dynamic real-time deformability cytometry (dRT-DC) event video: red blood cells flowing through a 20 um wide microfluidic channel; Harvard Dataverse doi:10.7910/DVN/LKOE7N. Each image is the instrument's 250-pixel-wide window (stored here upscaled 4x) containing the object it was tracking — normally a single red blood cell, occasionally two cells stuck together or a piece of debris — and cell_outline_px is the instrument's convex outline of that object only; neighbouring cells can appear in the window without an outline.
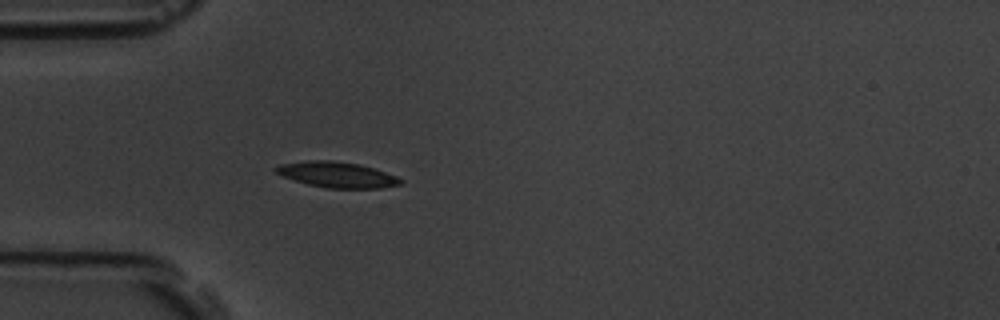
{"species": "common noctule bat (a hibernating species)", "species_latin": "Nyctalus noctula", "temperature_condition": "room temperature", "stored_images_in_passage": 1, "camera_frame_rate_fps": 3000, "um_per_image_px": 0.085, "animal": {"sex": "male", "body_mass_g": 19.5, "forearm_length_mm": 54.6}, "frame": {"image": 1, "passage_image": 1, "time_ms": 0.0, "image_size_px": [1000, 320], "cell_outline_px": [[404, 180], [400, 184], [380, 188], [328, 188], [308, 184], [284, 176], [276, 172], [272, 168], [280, 164], [308, 160], [332, 160], [360, 164], [396, 176]], "centroid_in_image_um": [28.63, 14.84], "position_along_channel_um": 56.4, "area_um2": 18.44}}